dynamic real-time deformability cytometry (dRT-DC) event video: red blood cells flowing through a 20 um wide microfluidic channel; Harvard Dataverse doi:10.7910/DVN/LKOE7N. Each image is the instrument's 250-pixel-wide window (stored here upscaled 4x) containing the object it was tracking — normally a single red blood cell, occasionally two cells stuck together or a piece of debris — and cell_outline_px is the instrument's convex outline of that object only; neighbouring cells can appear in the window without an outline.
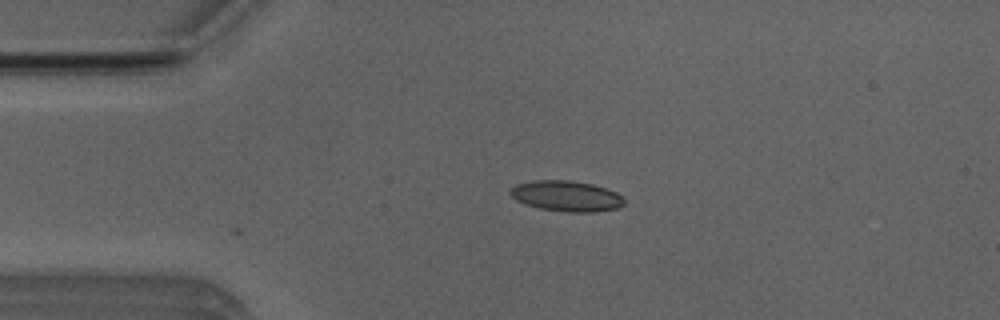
{"species": "Egyptian fruit bat (a non-hibernating species)", "species_latin": "Rousettus aegyptiacus", "temperature_condition": "room temperature", "stored_images_in_passage": 3, "camera_frame_rate_fps": 3000, "um_per_image_px": 0.085, "animal": {"sex": "male"}, "frame": {"image": 1, "passage_image": 3, "time_ms": 2.333, "image_size_px": [1000, 320], "cell_outline_px": [[624, 204], [616, 208], [596, 212], [564, 212], [540, 208], [524, 204], [516, 200], [508, 192], [516, 184], [536, 180], [568, 180], [592, 184], [616, 192], [624, 200]], "centroid_in_image_um": [48.12, 16.67], "position_along_channel_um": 36.9, "area_um2": 20.23}}